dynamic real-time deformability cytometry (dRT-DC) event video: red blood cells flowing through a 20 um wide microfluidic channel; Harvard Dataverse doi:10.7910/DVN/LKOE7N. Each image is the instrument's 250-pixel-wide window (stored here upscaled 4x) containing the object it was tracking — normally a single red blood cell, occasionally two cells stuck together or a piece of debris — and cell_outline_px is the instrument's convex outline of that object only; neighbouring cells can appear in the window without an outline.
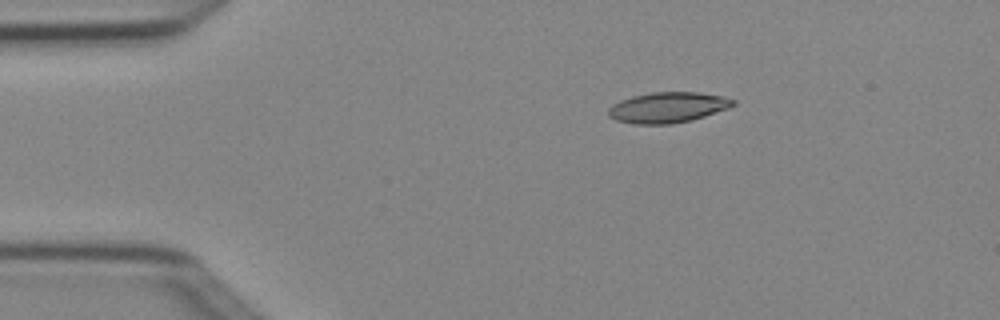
{"species": "Egyptian fruit bat (a non-hibernating species)", "species_latin": "Rousettus aegyptiacus", "temperature_condition": "cold", "stored_images_in_passage": 5, "camera_frame_rate_fps": 3000, "um_per_image_px": 0.085, "animal": {"sex": "female"}, "frame": {"image": 1, "passage_image": 2, "time_ms": 0.333, "image_size_px": [1000, 320], "cell_outline_px": [[736, 104], [728, 108], [692, 120], [672, 124], [632, 124], [616, 120], [608, 116], [608, 108], [612, 104], [620, 100], [632, 96], [652, 92], [700, 92], [724, 96], [736, 100]], "centroid_in_image_um": [56.76, 9.13], "position_along_channel_um": 28.2, "area_um2": 22.43}}
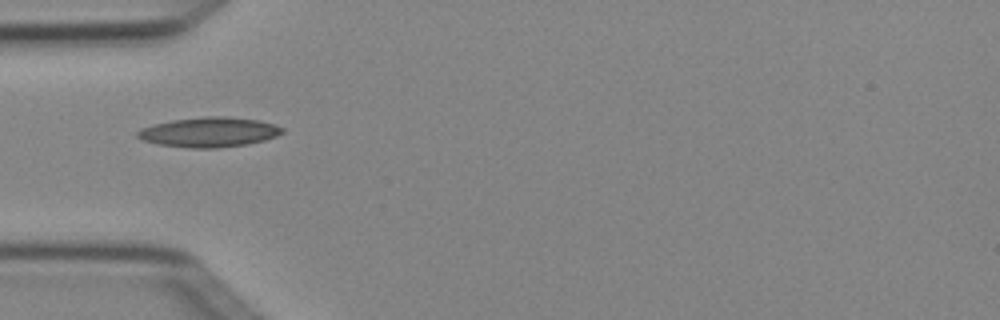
{"frame": {"image": 2, "passage_image": 4, "time_ms": 1.0, "image_size_px": [1000, 320], "cell_outline_px": [[284, 132], [276, 136], [264, 140], [248, 144], [216, 148], [188, 148], [156, 144], [140, 140], [136, 136], [136, 132], [140, 128], [152, 124], [172, 120], [204, 116], [224, 116], [260, 120], [284, 128]], "centroid_in_image_um": [17.72, 11.23], "position_along_channel_um": 67.3, "area_um2": 25.43}}
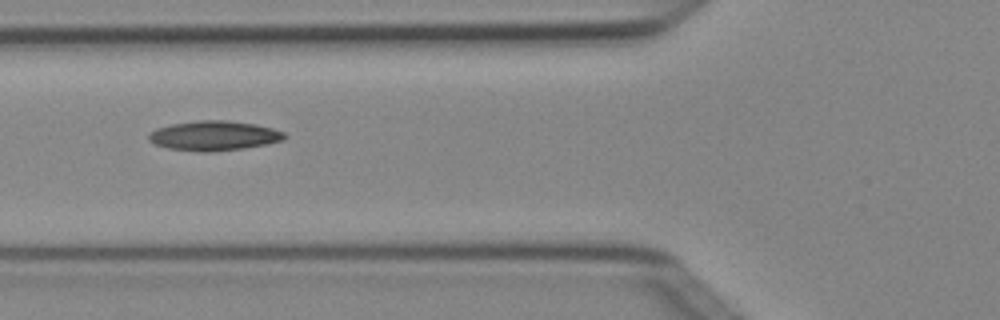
{"frame": {"image": 3, "passage_image": 5, "time_ms": 1.333, "image_size_px": [1000, 320], "cell_outline_px": [[288, 136], [284, 140], [268, 144], [244, 148], [212, 152], [200, 152], [168, 148], [156, 144], [148, 140], [148, 132], [156, 128], [172, 124], [200, 120], [228, 120], [256, 124], [272, 128], [284, 132]], "centroid_in_image_um": [18.21, 11.53], "position_along_channel_um": 107.6, "area_um2": 23.7}}